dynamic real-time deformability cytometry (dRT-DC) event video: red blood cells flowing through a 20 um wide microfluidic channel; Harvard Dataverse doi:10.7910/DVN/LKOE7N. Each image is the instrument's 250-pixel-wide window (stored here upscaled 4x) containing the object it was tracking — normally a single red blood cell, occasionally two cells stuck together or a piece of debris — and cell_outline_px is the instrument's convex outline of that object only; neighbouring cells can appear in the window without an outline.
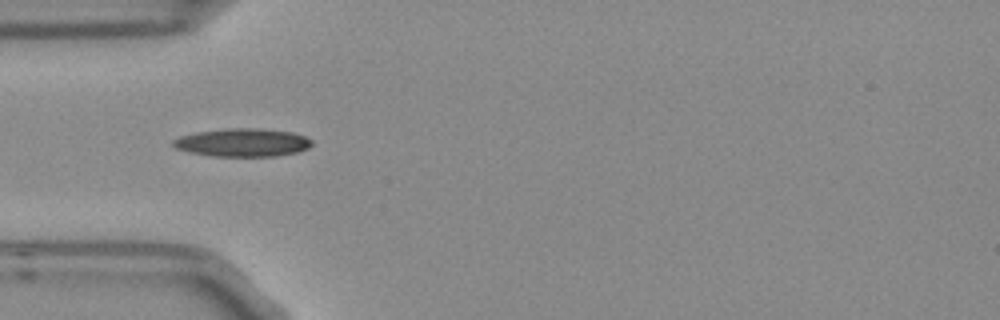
{"species": "Egyptian fruit bat (a non-hibernating species)", "species_latin": "Rousettus aegyptiacus", "temperature_condition": "room temperature", "stored_images_in_passage": 7, "camera_frame_rate_fps": 3000, "um_per_image_px": 0.085, "frame": {"image": 1, "passage_image": 2, "time_ms": 0.333, "image_size_px": [1000, 320], "cell_outline_px": [[312, 144], [308, 148], [296, 152], [276, 156], [212, 156], [188, 152], [176, 148], [172, 144], [172, 140], [180, 136], [196, 132], [228, 128], [256, 128], [292, 132], [304, 136], [312, 140]], "centroid_in_image_um": [20.6, 12.11], "position_along_channel_um": 64.4, "area_um2": 22.72}}
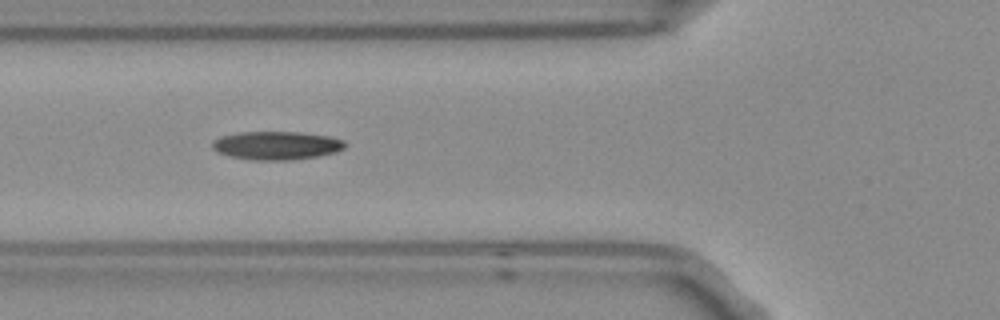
{"frame": {"image": 2, "passage_image": 3, "time_ms": 0.667, "image_size_px": [1000, 320], "cell_outline_px": [[348, 144], [344, 148], [336, 152], [316, 156], [284, 160], [260, 160], [232, 156], [220, 152], [212, 148], [212, 140], [220, 136], [236, 132], [300, 132], [328, 136], [344, 140]], "centroid_in_image_um": [23.52, 12.34], "position_along_channel_um": 102.3, "area_um2": 21.73}}